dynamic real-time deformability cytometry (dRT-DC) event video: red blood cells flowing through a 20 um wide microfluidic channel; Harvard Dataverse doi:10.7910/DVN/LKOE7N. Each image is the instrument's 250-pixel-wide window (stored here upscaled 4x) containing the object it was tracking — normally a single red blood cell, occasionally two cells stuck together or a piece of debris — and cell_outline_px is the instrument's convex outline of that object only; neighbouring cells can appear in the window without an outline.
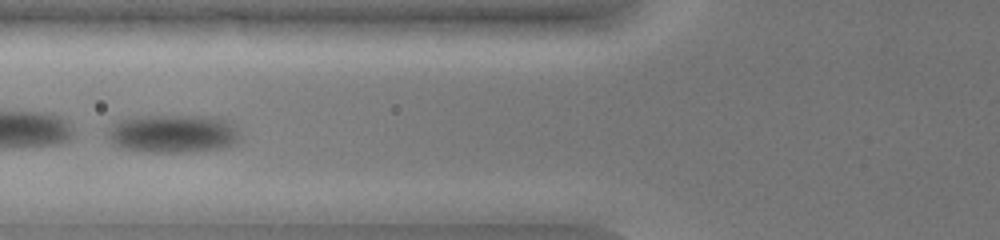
{"species": "common noctule bat (a hibernating species)", "species_latin": "Nyctalus noctula", "temperature_condition": "warm", "stored_images_in_passage": 43, "camera_frame_rate_fps": 3000, "um_per_image_px": 0.085, "animal": {"sex": "female", "body_mass_g": 19.0, "forearm_length_mm": 51.5}, "frame": {"image": 1, "passage_image": 10, "time_ms": 3.0, "image_size_px": [1000, 240], "cell_outline_px": [[240, 140], [236, 144], [228, 148], [184, 152], [152, 152], [124, 148], [112, 144], [108, 136], [108, 132], [112, 124], [116, 120], [136, 116], [224, 116], [232, 120], [236, 124], [240, 132]], "centroid_in_image_um": [14.83, 11.34], "position_along_channel_um": 111.0, "area_um2": 30.35}}
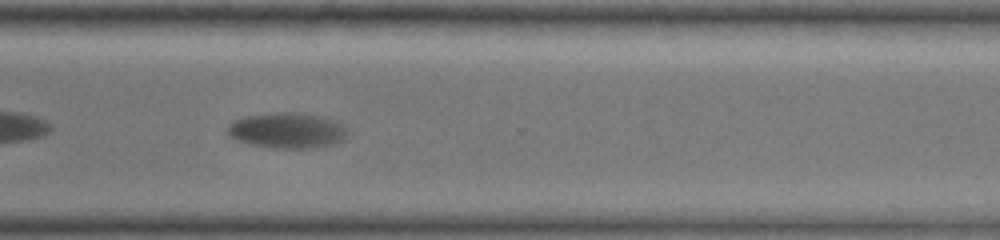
{"frame": {"image": 2, "passage_image": 31, "time_ms": 10.0, "image_size_px": [1000, 240], "cell_outline_px": [[348, 136], [336, 144], [316, 148], [276, 148], [252, 144], [236, 140], [228, 136], [228, 124], [236, 120], [248, 116], [276, 112], [300, 112], [324, 116], [336, 120], [344, 124], [348, 132]], "centroid_in_image_um": [24.49, 11.08], "position_along_channel_um": 346.1, "area_um2": 25.2}}
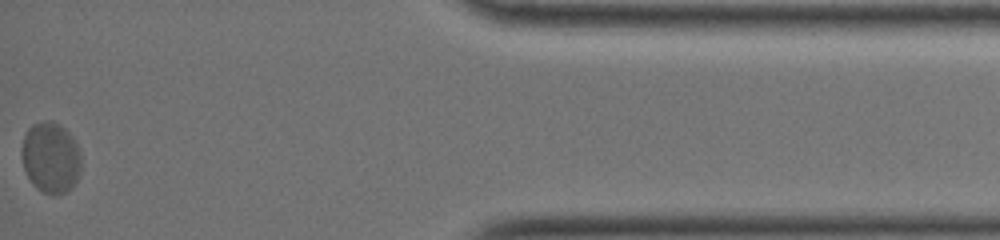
{"frame": {"image": 3, "passage_image": 43, "time_ms": 14.0, "image_size_px": [1000, 240], "cell_outline_px": [[80, 176], [72, 188], [68, 192], [56, 196], [52, 196], [36, 188], [32, 184], [24, 168], [20, 152], [24, 136], [28, 128], [32, 124], [44, 120], [52, 120], [60, 124], [72, 136], [80, 152]], "centroid_in_image_um": [4.31, 13.41], "position_along_channel_um": 430.9, "area_um2": 25.09}, "authors_computed_cell_mechanics": {"area_um2": 27.166, "velocity_mm_per_s": 3.3492, "shape_relaxation_time_tau1_ms": 1.0045, "shape_relaxation_time_tau2_ms": null, "deformation_change_tau1": 0.2026, "deformation_change_tau2": null}}